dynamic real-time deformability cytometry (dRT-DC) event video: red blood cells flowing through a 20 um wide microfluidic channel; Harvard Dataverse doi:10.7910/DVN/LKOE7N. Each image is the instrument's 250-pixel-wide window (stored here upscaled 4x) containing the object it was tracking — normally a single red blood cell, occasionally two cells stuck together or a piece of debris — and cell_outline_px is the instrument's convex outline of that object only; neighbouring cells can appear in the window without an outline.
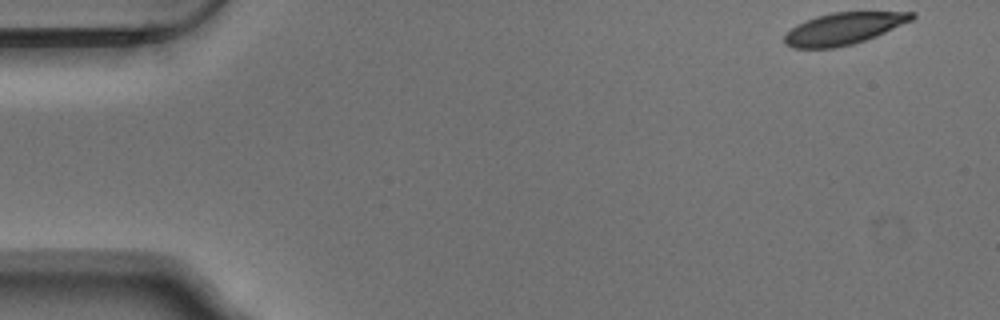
{"species": "Egyptian fruit bat (a non-hibernating species)", "species_latin": "Rousettus aegyptiacus", "temperature_condition": "warm", "stored_images_in_passage": 52, "camera_frame_rate_fps": 3000, "um_per_image_px": 0.085, "animal": {"sex": "male"}, "frame": {"image": 1, "passage_image": 1, "time_ms": 0.0, "image_size_px": [1000, 320], "cell_outline_px": [[916, 16], [912, 20], [876, 36], [852, 44], [836, 48], [792, 48], [784, 44], [784, 36], [796, 24], [816, 16], [832, 12], [916, 12]], "centroid_in_image_um": [71.68, 2.43], "position_along_channel_um": 13.3, "area_um2": 23.58}}
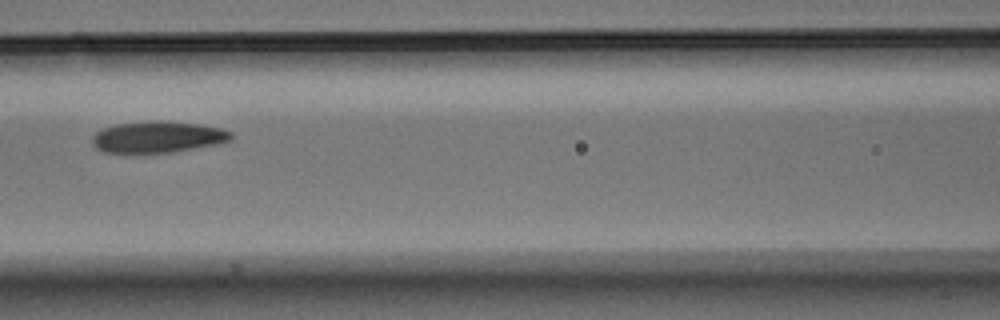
{"frame": {"image": 2, "passage_image": 22, "time_ms": 7.0, "image_size_px": [1000, 320], "cell_outline_px": [[232, 140], [220, 144], [172, 152], [104, 152], [96, 148], [92, 144], [92, 136], [96, 132], [104, 128], [116, 124], [160, 120], [196, 124], [220, 128], [232, 132]], "centroid_in_image_um": [13.43, 11.64], "position_along_channel_um": 153.2, "area_um2": 25.26}}
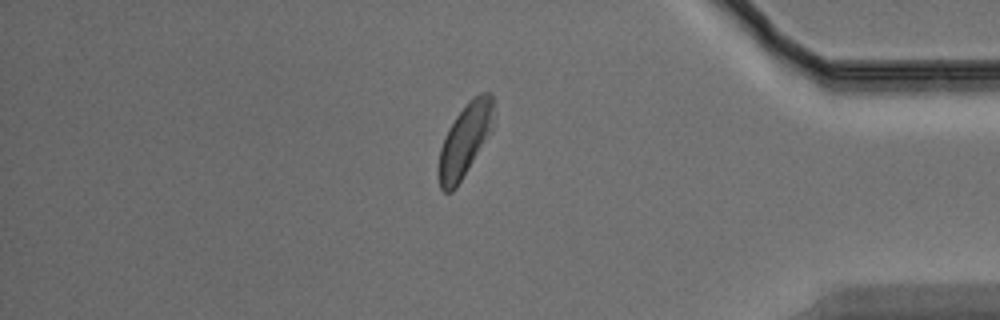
{"frame": {"image": 3, "passage_image": 44, "time_ms": 14.333, "image_size_px": [1000, 320], "cell_outline_px": [[492, 132], [456, 188], [452, 192], [444, 192], [440, 188], [440, 148], [444, 136], [448, 128], [456, 116], [468, 100], [480, 92], [492, 92]], "centroid_in_image_um": [39.53, 11.89], "position_along_channel_um": 395.7, "area_um2": 23.06}, "authors_computed_cell_mechanics": {"area_um2": 24.8251, "velocity_mm_per_s": 3.7002, "shape_relaxation_time_tau1_ms": 3.3165, "shape_relaxation_time_tau2_ms": 6.7609, "deformation_change_tau1": 0.12, "deformation_change_tau2": 0.1279}}